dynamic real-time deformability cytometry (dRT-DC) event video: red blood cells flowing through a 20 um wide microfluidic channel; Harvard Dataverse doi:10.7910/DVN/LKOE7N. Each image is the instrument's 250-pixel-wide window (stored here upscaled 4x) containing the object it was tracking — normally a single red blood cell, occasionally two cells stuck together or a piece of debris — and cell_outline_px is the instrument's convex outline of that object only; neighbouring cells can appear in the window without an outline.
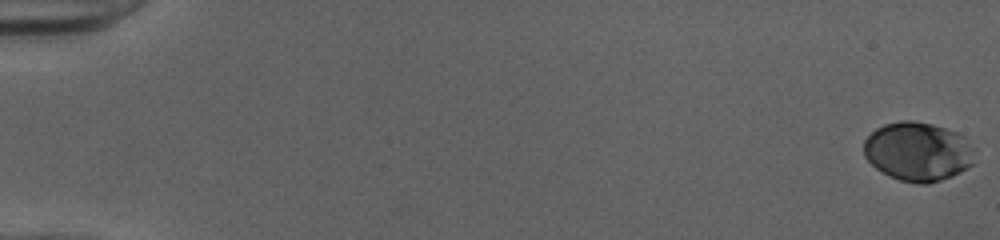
{"species": "human", "species_latin": "Homo sapiens", "temperature_condition": "cold", "stored_images_in_passage": 53, "camera_frame_rate_fps": 3000, "um_per_image_px": 0.085, "donor": {"sex": "female"}, "frame": {"image": 1, "passage_image": 1, "time_ms": 0.0, "image_size_px": [1000, 240], "cell_outline_px": [[976, 148], [972, 164], [968, 168], [952, 176], [928, 184], [920, 184], [900, 180], [876, 168], [864, 156], [864, 140], [876, 128], [884, 124], [900, 120], [912, 120], [932, 124], [956, 132], [964, 136]], "centroid_in_image_um": [78.05, 12.87], "position_along_channel_um": 6.9, "area_um2": 38.26}}
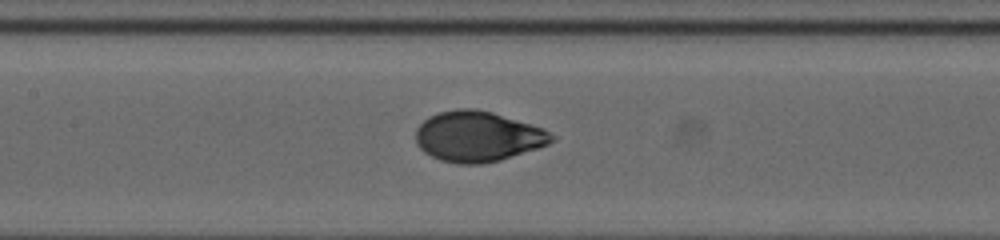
{"frame": {"image": 2, "passage_image": 27, "time_ms": 8.667, "image_size_px": [1000, 240], "cell_outline_px": [[556, 140], [548, 144], [500, 160], [480, 164], [460, 164], [440, 160], [424, 152], [416, 144], [416, 128], [428, 116], [436, 112], [456, 108], [476, 108], [492, 112], [532, 124], [544, 128], [556, 136]], "centroid_in_image_um": [40.6, 11.58], "position_along_channel_um": 166.8, "area_um2": 40.17}}
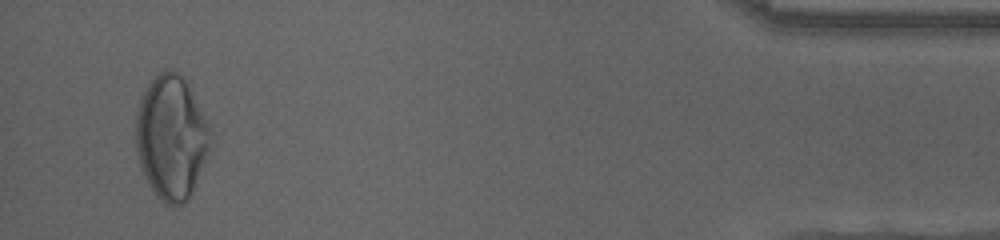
{"frame": {"image": 3, "passage_image": 51, "time_ms": 16.667, "image_size_px": [1000, 240], "cell_outline_px": [[208, 148], [188, 200], [180, 204], [168, 204], [156, 196], [140, 164], [136, 148], [136, 116], [140, 100], [148, 84], [164, 68], [172, 68], [184, 76], [208, 128]], "centroid_in_image_um": [14.51, 11.62], "position_along_channel_um": 420.7, "area_um2": 52.08}, "authors_computed_cell_mechanics": {"area_um2": 39.4774, "velocity_mm_per_s": 4.0021, "shape_relaxation_time_tau1_ms": 3.8706, "shape_relaxation_time_tau2_ms": null, "deformation_change_tau1": 0.1817, "deformation_change_tau2": null}}